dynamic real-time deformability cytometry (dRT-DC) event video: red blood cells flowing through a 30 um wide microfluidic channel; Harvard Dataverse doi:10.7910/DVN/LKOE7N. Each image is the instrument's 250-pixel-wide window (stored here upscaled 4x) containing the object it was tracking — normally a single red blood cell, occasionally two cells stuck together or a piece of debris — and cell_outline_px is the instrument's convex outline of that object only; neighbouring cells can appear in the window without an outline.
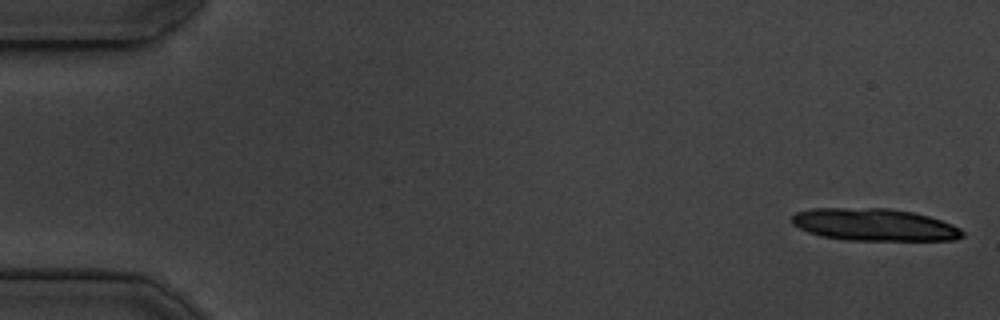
{"species": "common noctule bat (a hibernating species)", "species_latin": "Nyctalus noctula", "temperature_condition": "cold", "stored_images_in_passage": 15, "camera_frame_rate_fps": 3000, "um_per_image_px": 0.085, "animal": {"sex": "male", "body_mass_g": 19.5, "forearm_length_mm": 54.6}, "frame": {"image": 1, "passage_image": 1, "time_ms": 0.0, "image_size_px": [1000, 320], "cell_outline_px": [[964, 236], [956, 240], [848, 240], [820, 236], [808, 232], [792, 224], [792, 216], [796, 212], [812, 208], [888, 208], [912, 212], [928, 216], [952, 224], [960, 228], [964, 232]], "centroid_in_image_um": [74.31, 19.1], "position_along_channel_um": 10.7, "area_um2": 32.14}}